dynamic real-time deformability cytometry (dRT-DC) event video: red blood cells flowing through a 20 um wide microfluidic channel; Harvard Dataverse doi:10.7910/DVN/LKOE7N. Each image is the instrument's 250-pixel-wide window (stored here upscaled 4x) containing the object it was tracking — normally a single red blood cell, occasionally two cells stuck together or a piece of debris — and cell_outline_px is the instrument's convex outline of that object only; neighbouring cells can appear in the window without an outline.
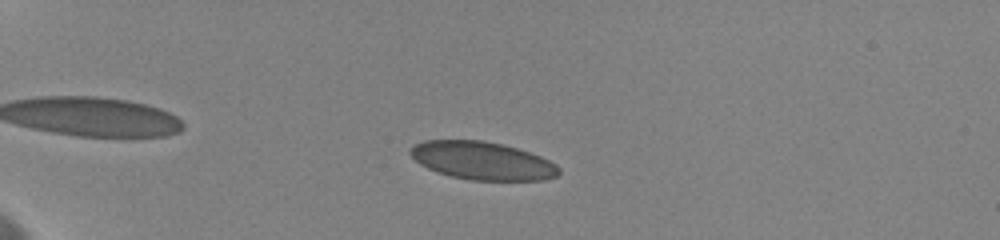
{"species": "human", "species_latin": "Homo sapiens", "temperature_condition": "cold", "stored_images_in_passage": 57, "camera_frame_rate_fps": 3000, "um_per_image_px": 0.085, "donor": {"sex": "female"}, "frame": {"image": 1, "passage_image": 17, "time_ms": 4.0, "image_size_px": [1000, 240], "cell_outline_px": [[560, 172], [556, 176], [544, 180], [468, 180], [436, 172], [420, 164], [408, 152], [416, 144], [424, 140], [484, 140], [516, 148], [540, 156], [556, 164], [560, 168]], "centroid_in_image_um": [41.0, 13.66], "position_along_channel_um": 44.0, "area_um2": 32.71}}
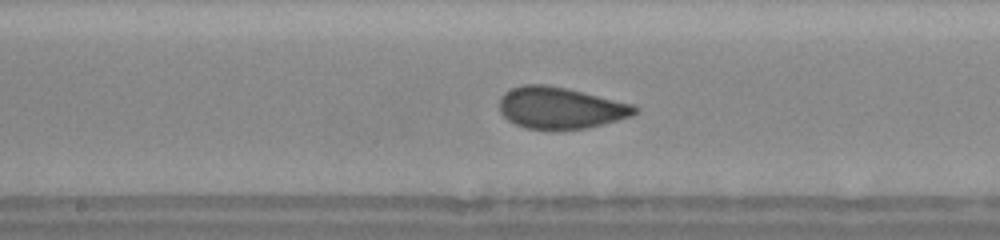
{"frame": {"image": 2, "passage_image": 38, "time_ms": 10.0, "image_size_px": [1000, 240], "cell_outline_px": [[640, 108], [632, 116], [584, 128], [524, 128], [508, 120], [500, 112], [500, 96], [504, 92], [512, 88], [524, 84], [544, 84], [564, 88], [632, 104]], "centroid_in_image_um": [47.59, 9.15], "position_along_channel_um": 200.6, "area_um2": 32.08}}
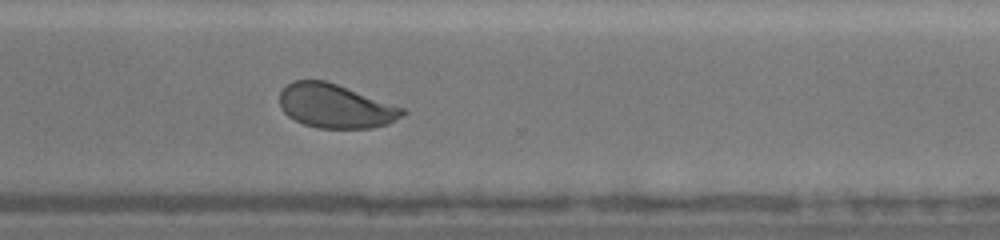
{"frame": {"image": 3, "passage_image": 55, "time_ms": 14.0, "image_size_px": [1000, 240], "cell_outline_px": [[408, 112], [404, 116], [388, 124], [372, 128], [316, 128], [304, 124], [288, 116], [280, 108], [280, 92], [288, 84], [296, 80], [324, 80], [336, 84], [404, 108]], "centroid_in_image_um": [28.52, 9.03], "position_along_channel_um": 342.1, "area_um2": 31.33}}